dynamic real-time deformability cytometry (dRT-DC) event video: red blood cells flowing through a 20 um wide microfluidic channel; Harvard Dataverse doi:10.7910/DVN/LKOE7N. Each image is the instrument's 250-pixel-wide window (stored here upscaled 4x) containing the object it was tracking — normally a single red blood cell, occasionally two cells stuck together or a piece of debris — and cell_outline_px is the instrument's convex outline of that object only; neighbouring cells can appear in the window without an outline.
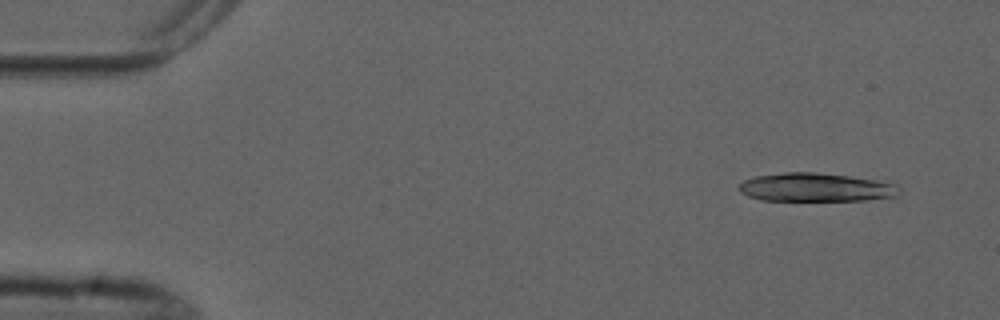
{"species": "common noctule bat (a hibernating species)", "species_latin": "Nyctalus noctula", "temperature_condition": "cold", "stored_images_in_passage": 10, "camera_frame_rate_fps": 3000, "um_per_image_px": 0.085, "animal": {"sex": "male", "forearm_length_mm": 52.5}, "frame": {"image": 1, "passage_image": 1, "time_ms": 0.0, "image_size_px": [1000, 320], "cell_outline_px": [[900, 192], [896, 196], [864, 200], [760, 200], [748, 196], [740, 192], [740, 184], [744, 180], [756, 176], [784, 172], [816, 172], [848, 176], [876, 180], [896, 184], [900, 188]], "centroid_in_image_um": [69.34, 15.92], "position_along_channel_um": 15.7, "area_um2": 26.47}}
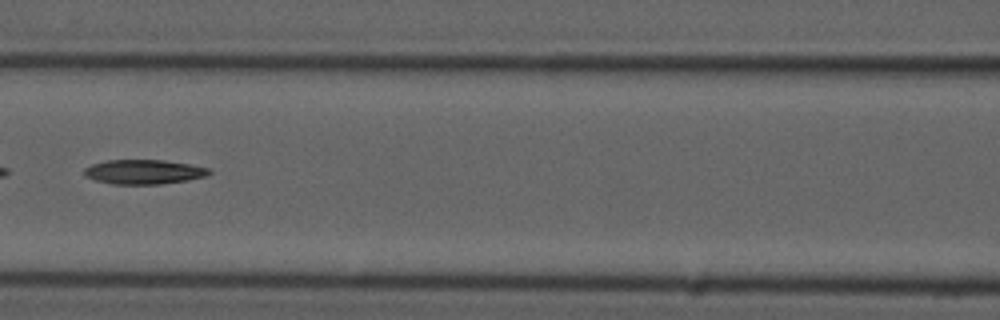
{"frame": {"image": 2, "passage_image": 6, "time_ms": 6.667, "image_size_px": [1000, 320], "cell_outline_px": [[212, 172], [208, 176], [188, 180], [160, 184], [112, 184], [96, 180], [84, 176], [84, 168], [92, 164], [108, 160], [164, 160], [188, 164], [208, 168]], "centroid_in_image_um": [12.23, 14.61], "position_along_channel_um": 154.4, "area_um2": 17.8}}
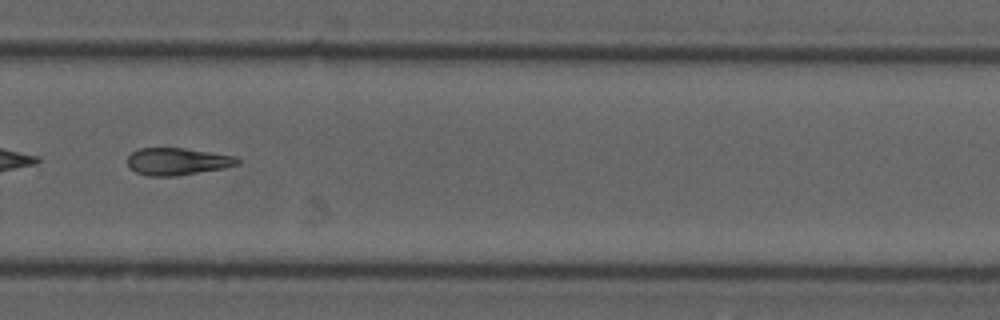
{"frame": {"image": 3, "passage_image": 10, "time_ms": 11.0, "image_size_px": [1000, 320], "cell_outline_px": [[240, 164], [224, 168], [176, 176], [144, 176], [128, 168], [128, 156], [132, 152], [140, 148], [184, 148], [236, 156], [240, 160]], "centroid_in_image_um": [15.07, 13.73], "position_along_channel_um": 314.7, "area_um2": 17.57}}